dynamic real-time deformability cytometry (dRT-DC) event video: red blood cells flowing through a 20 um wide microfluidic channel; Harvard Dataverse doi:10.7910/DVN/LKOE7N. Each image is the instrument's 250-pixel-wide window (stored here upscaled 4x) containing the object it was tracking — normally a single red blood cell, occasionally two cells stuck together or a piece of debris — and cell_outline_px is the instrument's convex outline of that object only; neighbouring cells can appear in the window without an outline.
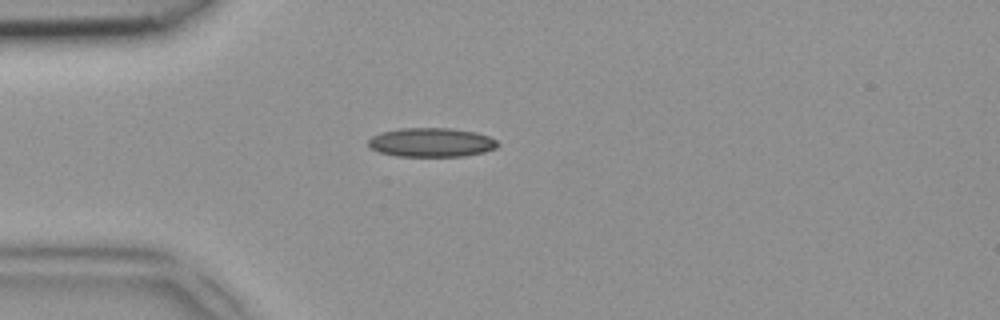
{"species": "common noctule bat (a hibernating species)", "species_latin": "Nyctalus noctula", "temperature_condition": "room temperature", "stored_images_in_passage": 36, "camera_frame_rate_fps": 3000, "um_per_image_px": 0.085, "animal": {"sex": "female", "body_mass_g": 18.4}, "frame": {"image": 1, "passage_image": 1, "time_ms": 0.0, "image_size_px": [1000, 320], "cell_outline_px": [[500, 144], [496, 148], [484, 152], [464, 156], [396, 156], [380, 152], [372, 148], [368, 144], [368, 140], [372, 136], [380, 132], [400, 128], [452, 128], [476, 132], [488, 136], [496, 140]], "centroid_in_image_um": [36.68, 12.1], "position_along_channel_um": 48.3, "area_um2": 21.96}}
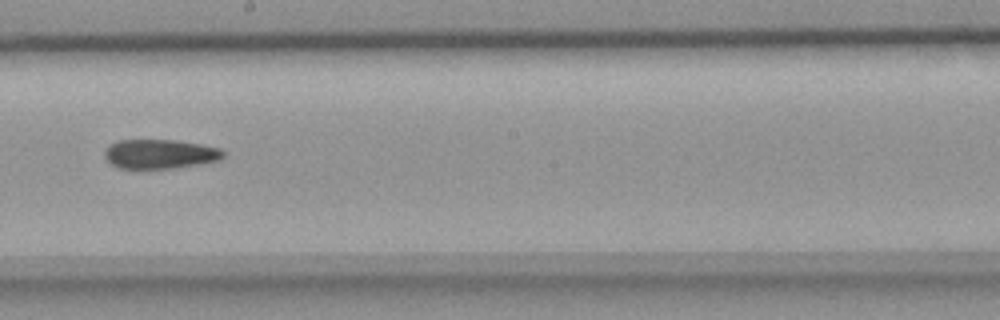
{"frame": {"image": 2, "passage_image": 15, "time_ms": 4.667, "image_size_px": [1000, 320], "cell_outline_px": [[224, 156], [220, 160], [200, 164], [176, 168], [116, 168], [108, 164], [104, 156], [104, 152], [108, 144], [120, 140], [176, 140], [200, 144], [220, 148], [224, 152]], "centroid_in_image_um": [13.56, 13.09], "position_along_channel_um": 234.6, "area_um2": 20.52}}
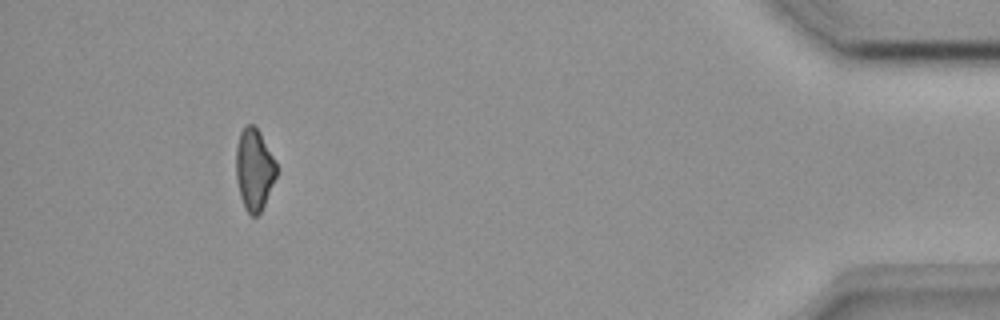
{"frame": {"image": 3, "passage_image": 32, "time_ms": 10.333, "image_size_px": [1000, 320], "cell_outline_px": [[276, 176], [264, 204], [260, 212], [256, 216], [252, 216], [244, 208], [240, 196], [236, 180], [236, 148], [240, 132], [248, 124], [252, 124], [260, 132], [276, 164]], "centroid_in_image_um": [21.58, 14.41], "position_along_channel_um": 413.6, "area_um2": 18.9}}